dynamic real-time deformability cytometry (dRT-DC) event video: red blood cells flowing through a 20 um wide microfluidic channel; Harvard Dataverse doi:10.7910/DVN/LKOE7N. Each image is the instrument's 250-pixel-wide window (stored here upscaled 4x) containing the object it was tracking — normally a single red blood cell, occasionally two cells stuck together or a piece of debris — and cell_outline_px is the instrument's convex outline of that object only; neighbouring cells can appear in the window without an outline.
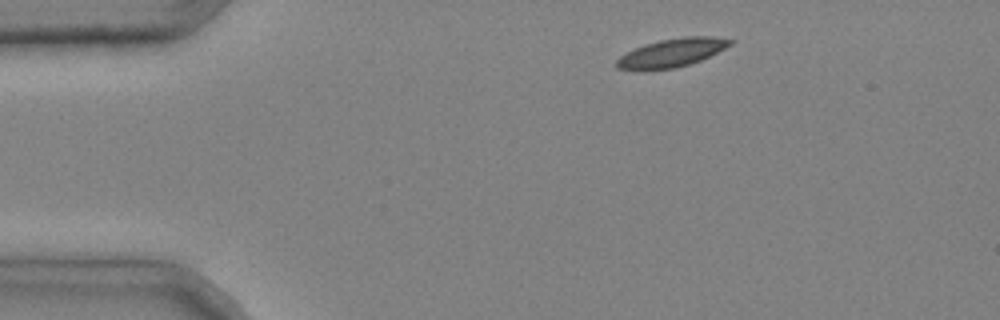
{"species": "common noctule bat (a hibernating species)", "species_latin": "Nyctalus noctula", "temperature_condition": "cold", "stored_images_in_passage": 3, "camera_frame_rate_fps": 3000, "um_per_image_px": 0.085, "animal": {"sex": "male", "body_mass_g": 20.4}, "frame": {"image": 1, "passage_image": 1, "time_ms": 0.0, "image_size_px": [1000, 320], "cell_outline_px": [[736, 40], [732, 44], [700, 60], [688, 64], [672, 68], [644, 72], [640, 72], [616, 68], [616, 60], [620, 56], [644, 44], [660, 40], [684, 36], [712, 36]], "centroid_in_image_um": [57.05, 4.5], "position_along_channel_um": 27.9, "area_um2": 18.96}}
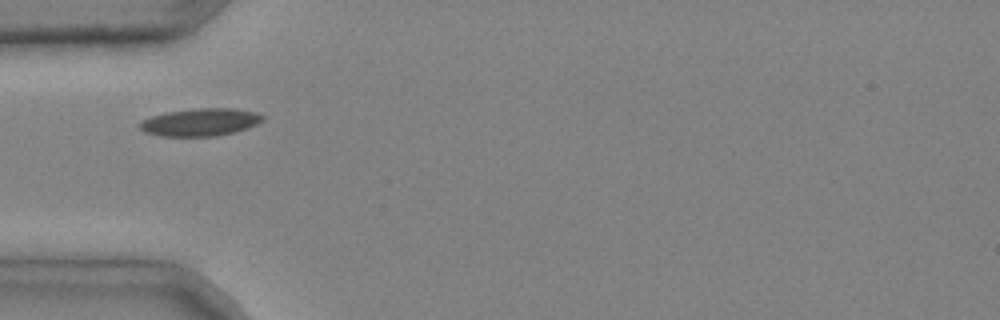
{"frame": {"image": 2, "passage_image": 3, "time_ms": 0.667, "image_size_px": [1000, 320], "cell_outline_px": [[264, 120], [248, 128], [216, 136], [160, 136], [144, 132], [140, 128], [140, 120], [152, 116], [168, 112], [196, 108], [232, 108], [256, 112], [264, 116]], "centroid_in_image_um": [17.02, 10.38], "position_along_channel_um": 68.0, "area_um2": 19.71}}